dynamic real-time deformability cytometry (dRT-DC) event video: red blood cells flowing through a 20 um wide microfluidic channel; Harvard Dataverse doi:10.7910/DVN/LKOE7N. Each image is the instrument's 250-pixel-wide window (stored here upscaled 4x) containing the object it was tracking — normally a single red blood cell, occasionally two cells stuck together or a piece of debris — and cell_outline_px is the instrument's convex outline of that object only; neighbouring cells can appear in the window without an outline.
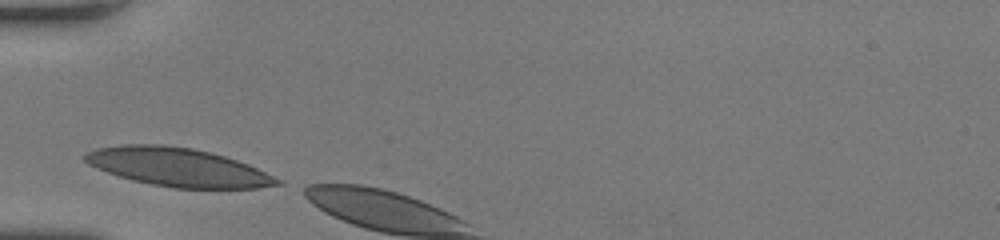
{"species": "human", "species_latin": "Homo sapiens", "temperature_condition": "room temperature", "stored_images_in_passage": 1, "camera_frame_rate_fps": 3000, "um_per_image_px": 0.085, "donor": {"sex": "female"}, "frame": {"image": 1, "passage_image": 1, "time_ms": 0.0, "image_size_px": [1000, 240], "cell_outline_px": [[284, 184], [256, 188], [176, 188], [152, 184], [132, 180], [96, 168], [88, 164], [80, 156], [84, 152], [96, 148], [120, 144], [160, 144], [192, 148], [224, 156], [248, 164], [284, 180]], "centroid_in_image_um": [15.1, 14.2], "position_along_channel_um": 69.9, "area_um2": 43.18}}